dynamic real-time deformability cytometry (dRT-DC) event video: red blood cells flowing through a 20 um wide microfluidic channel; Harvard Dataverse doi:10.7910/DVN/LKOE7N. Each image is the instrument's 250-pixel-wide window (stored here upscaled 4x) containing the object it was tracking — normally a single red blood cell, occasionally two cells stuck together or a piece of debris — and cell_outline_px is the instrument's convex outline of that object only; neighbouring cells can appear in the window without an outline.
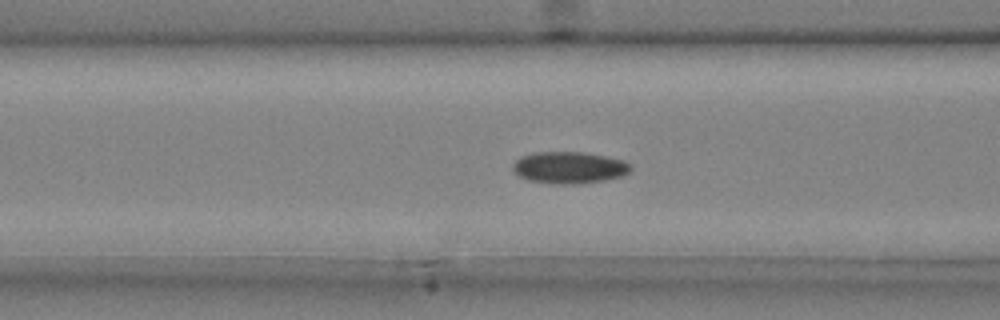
{"species": "common noctule bat (a hibernating species)", "species_latin": "Nyctalus noctula", "temperature_condition": "cold", "stored_images_in_passage": 43, "camera_frame_rate_fps": 3000, "um_per_image_px": 0.085, "animal": {"sex": "male", "body_mass_g": 20.4}, "frame": {"image": 1, "passage_image": 14, "time_ms": 4.333, "image_size_px": [1000, 320], "cell_outline_px": [[632, 168], [628, 172], [620, 176], [604, 180], [576, 184], [560, 184], [528, 180], [520, 176], [512, 168], [512, 164], [520, 156], [532, 152], [584, 152], [608, 156], [624, 160], [632, 164]], "centroid_in_image_um": [48.39, 14.22], "position_along_channel_um": 118.2, "area_um2": 21.91}}
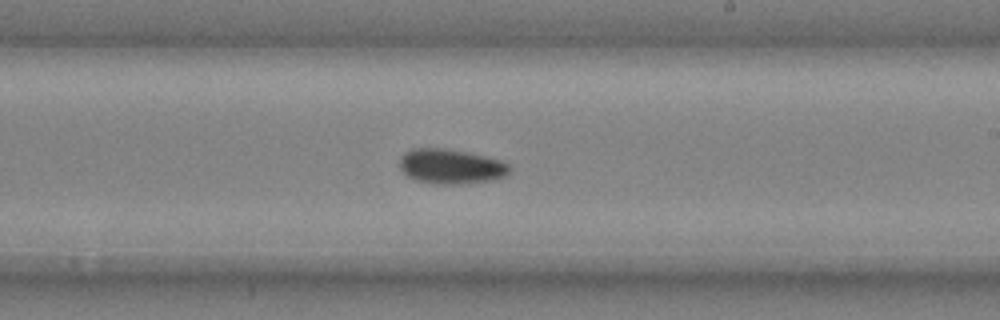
{"frame": {"image": 2, "passage_image": 24, "time_ms": 7.667, "image_size_px": [1000, 320], "cell_outline_px": [[512, 168], [504, 176], [492, 180], [460, 184], [436, 184], [416, 180], [408, 176], [400, 168], [400, 156], [404, 152], [412, 148], [448, 148], [468, 152], [500, 160], [508, 164]], "centroid_in_image_um": [38.31, 14.13], "position_along_channel_um": 250.7, "area_um2": 22.37}}
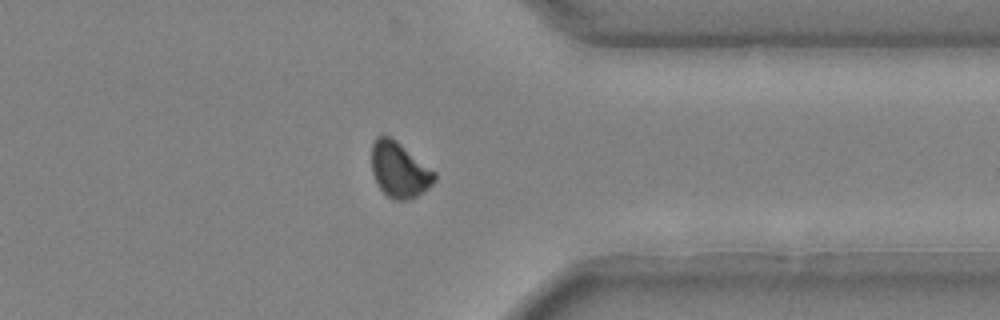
{"frame": {"image": 3, "passage_image": 34, "time_ms": 11.0, "image_size_px": [1000, 320], "cell_outline_px": [[436, 180], [428, 188], [412, 200], [396, 200], [388, 196], [380, 188], [372, 172], [372, 144], [376, 136], [388, 136], [396, 140], [436, 172]], "centroid_in_image_um": [33.96, 14.44], "position_along_channel_um": 377.4, "area_um2": 20.23}, "authors_computed_cell_mechanics": {"area_um2": 21.4438, "velocity_mm_per_s": 3.9816, "shape_relaxation_time_tau1_ms": 4.59, "shape_relaxation_time_tau2_ms": null, "deformation_change_tau1": 0.0713, "deformation_change_tau2": null}}